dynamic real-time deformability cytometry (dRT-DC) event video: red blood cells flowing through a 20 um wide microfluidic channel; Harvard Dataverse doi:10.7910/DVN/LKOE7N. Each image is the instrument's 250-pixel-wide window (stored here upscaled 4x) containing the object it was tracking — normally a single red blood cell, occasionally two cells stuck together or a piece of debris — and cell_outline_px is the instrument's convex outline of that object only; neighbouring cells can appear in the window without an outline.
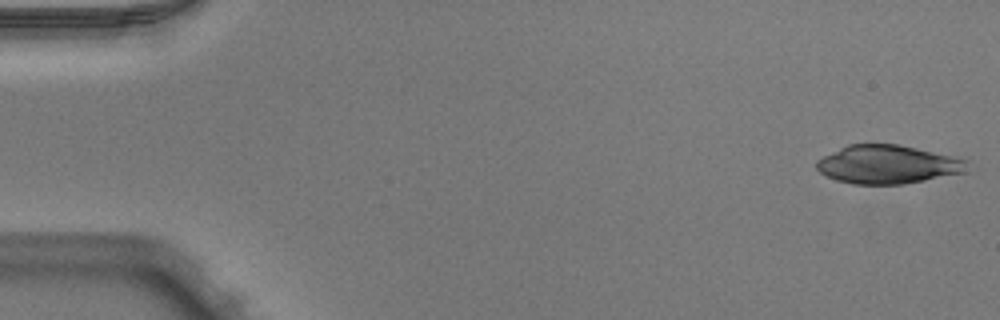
{"species": "Egyptian fruit bat (a non-hibernating species)", "species_latin": "Rousettus aegyptiacus", "temperature_condition": "warm", "stored_images_in_passage": 50, "camera_frame_rate_fps": 3000, "um_per_image_px": 0.085, "animal": {"sex": "male"}, "frame": {"image": 1, "passage_image": 1, "time_ms": 0.0, "image_size_px": [1000, 320], "cell_outline_px": [[968, 160], [964, 172], [904, 184], [852, 184], [836, 180], [820, 172], [816, 168], [816, 160], [848, 144], [900, 144]], "centroid_in_image_um": [75.41, 13.97], "position_along_channel_um": 9.6, "area_um2": 33.47}}